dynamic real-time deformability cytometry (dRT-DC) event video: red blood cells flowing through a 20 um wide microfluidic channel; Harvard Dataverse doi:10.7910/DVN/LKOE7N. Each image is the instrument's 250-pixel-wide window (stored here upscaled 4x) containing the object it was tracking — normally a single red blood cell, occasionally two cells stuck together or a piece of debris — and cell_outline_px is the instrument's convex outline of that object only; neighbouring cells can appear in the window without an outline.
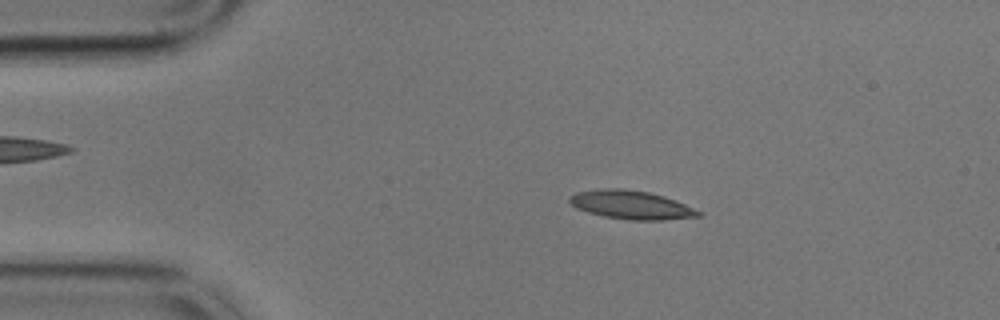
{"species": "common noctule bat (a hibernating species)", "species_latin": "Nyctalus noctula", "temperature_condition": "cold", "stored_images_in_passage": 57, "camera_frame_rate_fps": 3000, "um_per_image_px": 0.085, "animal": {"sex": "male", "body_mass_g": 17.9}, "frame": {"image": 1, "passage_image": 10, "time_ms": 3.0, "image_size_px": [1000, 320], "cell_outline_px": [[704, 212], [700, 216], [664, 220], [628, 220], [604, 216], [588, 212], [576, 208], [568, 200], [568, 196], [576, 192], [604, 188], [624, 188], [648, 192], [664, 196], [676, 200]], "centroid_in_image_um": [53.67, 17.41], "position_along_channel_um": 31.3, "area_um2": 21.62}}
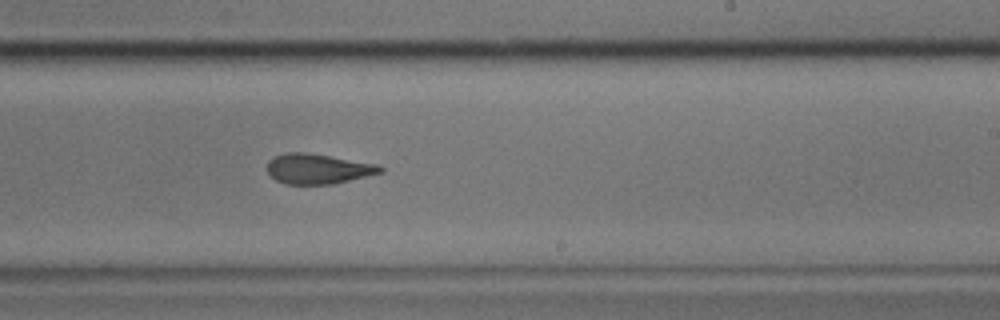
{"frame": {"image": 2, "passage_image": 34, "time_ms": 11.0, "image_size_px": [1000, 320], "cell_outline_px": [[384, 172], [332, 184], [284, 184], [276, 180], [268, 172], [268, 160], [272, 156], [288, 152], [304, 152], [380, 164], [384, 168]], "centroid_in_image_um": [27.04, 14.34], "position_along_channel_um": 262.0, "area_um2": 19.88}}
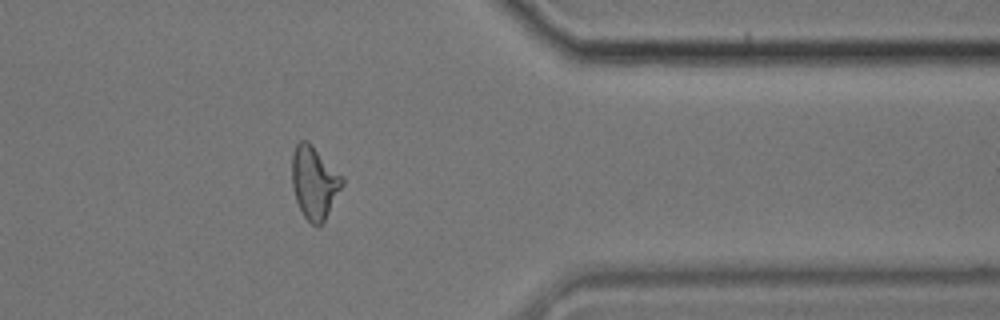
{"frame": {"image": 3, "passage_image": 46, "time_ms": 15.0, "image_size_px": [1000, 320], "cell_outline_px": [[344, 184], [324, 224], [320, 228], [316, 228], [304, 216], [296, 200], [292, 184], [292, 156], [296, 144], [300, 140], [308, 140], [344, 176]], "centroid_in_image_um": [26.75, 15.54], "position_along_channel_um": 384.6, "area_um2": 21.79}, "authors_computed_cell_mechanics": {"area_um2": 20.9236, "velocity_mm_per_s": 3.4397, "shape_relaxation_time_tau1_ms": 10.6763, "shape_relaxation_time_tau2_ms": 3.211, "deformation_change_tau1": 0.2384, "deformation_change_tau2": 0.1177}}